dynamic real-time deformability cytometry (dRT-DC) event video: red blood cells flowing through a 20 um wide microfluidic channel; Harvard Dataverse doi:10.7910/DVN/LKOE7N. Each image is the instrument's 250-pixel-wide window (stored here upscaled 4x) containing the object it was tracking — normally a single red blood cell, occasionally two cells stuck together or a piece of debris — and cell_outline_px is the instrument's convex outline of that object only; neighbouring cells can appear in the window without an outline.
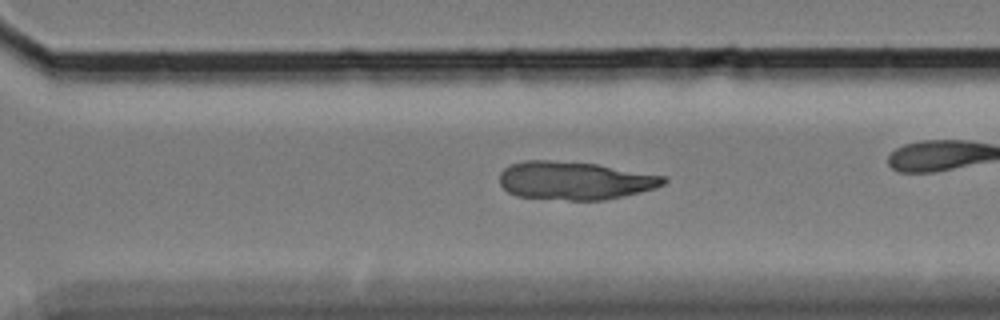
{"species": "Egyptian fruit bat (a non-hibernating species)", "species_latin": "Rousettus aegyptiacus", "temperature_condition": "cold", "stored_images_in_passage": 48, "camera_frame_rate_fps": 3000, "um_per_image_px": 0.085, "animal": {"sex": "female"}, "frame": {"image": 1, "passage_image": 41, "time_ms": 13.333, "image_size_px": [1000, 320], "cell_outline_px": [[668, 180], [664, 184], [656, 188], [640, 192], [604, 200], [568, 200], [516, 196], [508, 192], [500, 184], [500, 172], [504, 168], [512, 164], [524, 160], [548, 160], [596, 164], [664, 176]], "centroid_in_image_um": [48.84, 15.35], "position_along_channel_um": 321.8, "area_um2": 36.3}}